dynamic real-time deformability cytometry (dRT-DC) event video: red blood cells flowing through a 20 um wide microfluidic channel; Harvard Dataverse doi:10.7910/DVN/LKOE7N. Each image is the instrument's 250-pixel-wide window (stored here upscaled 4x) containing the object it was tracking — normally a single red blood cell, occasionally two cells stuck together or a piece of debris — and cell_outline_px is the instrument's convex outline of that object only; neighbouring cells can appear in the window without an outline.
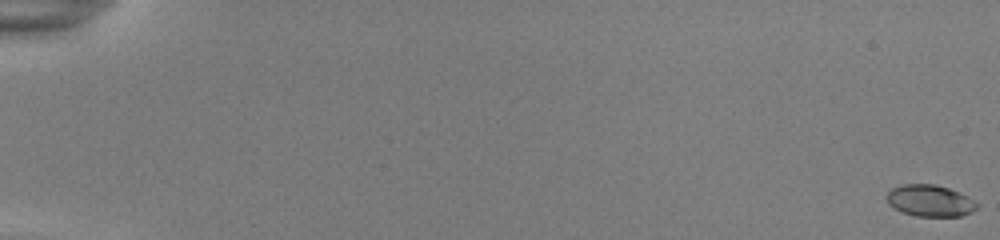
{"species": "common noctule bat (a hibernating species)", "species_latin": "Nyctalus noctula", "temperature_condition": "room temperature", "stored_images_in_passage": 55, "camera_frame_rate_fps": 3000, "um_per_image_px": 0.085, "animal": {"sex": "female", "body_mass_g": 22.0, "forearm_length_mm": 56.7}, "frame": {"image": 1, "passage_image": 1, "time_ms": 0.0, "image_size_px": [1000, 240], "cell_outline_px": [[980, 204], [972, 212], [960, 216], [916, 216], [900, 212], [892, 208], [888, 204], [884, 196], [892, 188], [904, 184], [936, 184], [960, 192], [968, 196]], "centroid_in_image_um": [79.02, 17.06], "position_along_channel_um": 6.0, "area_um2": 16.94}}
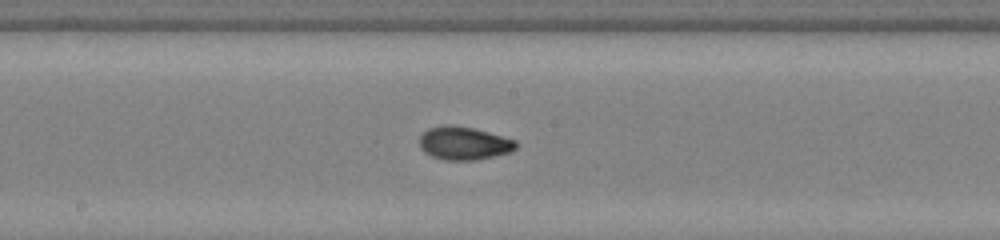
{"frame": {"image": 2, "passage_image": 32, "time_ms": 10.333, "image_size_px": [1000, 240], "cell_outline_px": [[516, 148], [508, 152], [476, 160], [444, 160], [432, 156], [424, 152], [420, 148], [420, 136], [428, 128], [444, 124], [448, 124], [472, 128], [488, 132], [516, 140]], "centroid_in_image_um": [39.39, 12.17], "position_along_channel_um": 208.8, "area_um2": 18.5}}
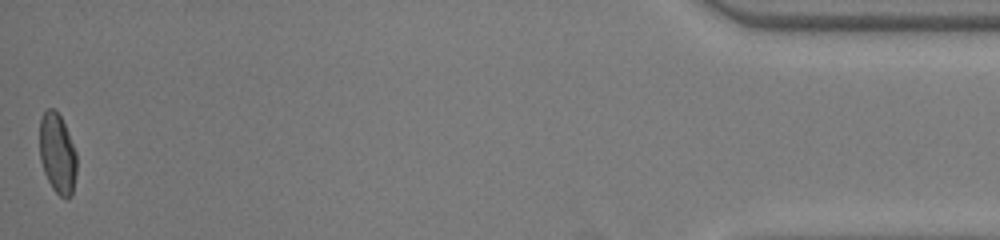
{"frame": {"image": 3, "passage_image": 55, "time_ms": 18.0, "image_size_px": [1000, 240], "cell_outline_px": [[76, 172], [72, 196], [68, 200], [60, 196], [52, 188], [44, 172], [40, 160], [40, 116], [48, 108], [52, 108], [60, 116], [68, 132], [76, 152]], "centroid_in_image_um": [4.88, 13.08], "position_along_channel_um": 430.3, "area_um2": 17.34}, "authors_computed_cell_mechanics": {"area_um2": 17.3978, "velocity_mm_per_s": 3.8944, "shape_relaxation_time_tau1_ms": 5.2943, "shape_relaxation_time_tau2_ms": 1.3297, "deformation_change_tau1": 0.1772, "deformation_change_tau2": 0.0544}}